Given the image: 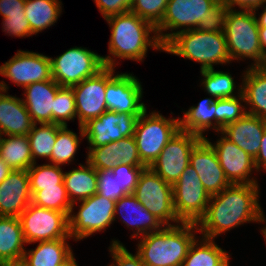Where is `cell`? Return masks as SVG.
Masks as SVG:
<instances>
[{
  "label": "cell",
  "instance_id": "55",
  "mask_svg": "<svg viewBox=\"0 0 266 266\" xmlns=\"http://www.w3.org/2000/svg\"><path fill=\"white\" fill-rule=\"evenodd\" d=\"M58 266H78L74 257V253L65 262H63Z\"/></svg>",
  "mask_w": 266,
  "mask_h": 266
},
{
  "label": "cell",
  "instance_id": "36",
  "mask_svg": "<svg viewBox=\"0 0 266 266\" xmlns=\"http://www.w3.org/2000/svg\"><path fill=\"white\" fill-rule=\"evenodd\" d=\"M62 166L50 163H34L28 170L30 191H39L50 187H65Z\"/></svg>",
  "mask_w": 266,
  "mask_h": 266
},
{
  "label": "cell",
  "instance_id": "41",
  "mask_svg": "<svg viewBox=\"0 0 266 266\" xmlns=\"http://www.w3.org/2000/svg\"><path fill=\"white\" fill-rule=\"evenodd\" d=\"M169 0H133L130 11L155 27L162 21Z\"/></svg>",
  "mask_w": 266,
  "mask_h": 266
},
{
  "label": "cell",
  "instance_id": "3",
  "mask_svg": "<svg viewBox=\"0 0 266 266\" xmlns=\"http://www.w3.org/2000/svg\"><path fill=\"white\" fill-rule=\"evenodd\" d=\"M199 232L196 223L181 222L141 236L136 252L146 266H181Z\"/></svg>",
  "mask_w": 266,
  "mask_h": 266
},
{
  "label": "cell",
  "instance_id": "57",
  "mask_svg": "<svg viewBox=\"0 0 266 266\" xmlns=\"http://www.w3.org/2000/svg\"><path fill=\"white\" fill-rule=\"evenodd\" d=\"M265 226V227H264ZM263 228H261V233L262 235L264 236V239H265V243H266V225H264Z\"/></svg>",
  "mask_w": 266,
  "mask_h": 266
},
{
  "label": "cell",
  "instance_id": "51",
  "mask_svg": "<svg viewBox=\"0 0 266 266\" xmlns=\"http://www.w3.org/2000/svg\"><path fill=\"white\" fill-rule=\"evenodd\" d=\"M254 164L257 172L266 171V130L262 135L261 146L257 157L254 159Z\"/></svg>",
  "mask_w": 266,
  "mask_h": 266
},
{
  "label": "cell",
  "instance_id": "18",
  "mask_svg": "<svg viewBox=\"0 0 266 266\" xmlns=\"http://www.w3.org/2000/svg\"><path fill=\"white\" fill-rule=\"evenodd\" d=\"M106 87L107 66L96 75L88 77L72 87L79 126H83L93 118H98L107 110Z\"/></svg>",
  "mask_w": 266,
  "mask_h": 266
},
{
  "label": "cell",
  "instance_id": "47",
  "mask_svg": "<svg viewBox=\"0 0 266 266\" xmlns=\"http://www.w3.org/2000/svg\"><path fill=\"white\" fill-rule=\"evenodd\" d=\"M2 30L9 34V36L15 37H31V27L26 17V14L9 15L2 20Z\"/></svg>",
  "mask_w": 266,
  "mask_h": 266
},
{
  "label": "cell",
  "instance_id": "32",
  "mask_svg": "<svg viewBox=\"0 0 266 266\" xmlns=\"http://www.w3.org/2000/svg\"><path fill=\"white\" fill-rule=\"evenodd\" d=\"M0 158L12 170H28L34 164L28 136H0Z\"/></svg>",
  "mask_w": 266,
  "mask_h": 266
},
{
  "label": "cell",
  "instance_id": "27",
  "mask_svg": "<svg viewBox=\"0 0 266 266\" xmlns=\"http://www.w3.org/2000/svg\"><path fill=\"white\" fill-rule=\"evenodd\" d=\"M80 163L78 168H72L64 173V185L74 210L77 201L85 200L97 193V170L87 161Z\"/></svg>",
  "mask_w": 266,
  "mask_h": 266
},
{
  "label": "cell",
  "instance_id": "35",
  "mask_svg": "<svg viewBox=\"0 0 266 266\" xmlns=\"http://www.w3.org/2000/svg\"><path fill=\"white\" fill-rule=\"evenodd\" d=\"M38 123L33 125L31 132L27 135L30 142V149L33 162L36 163L37 158H51L54 149L57 130L61 126L57 123Z\"/></svg>",
  "mask_w": 266,
  "mask_h": 266
},
{
  "label": "cell",
  "instance_id": "45",
  "mask_svg": "<svg viewBox=\"0 0 266 266\" xmlns=\"http://www.w3.org/2000/svg\"><path fill=\"white\" fill-rule=\"evenodd\" d=\"M108 249L114 261L111 266H146L137 252L133 255L119 240L113 239Z\"/></svg>",
  "mask_w": 266,
  "mask_h": 266
},
{
  "label": "cell",
  "instance_id": "16",
  "mask_svg": "<svg viewBox=\"0 0 266 266\" xmlns=\"http://www.w3.org/2000/svg\"><path fill=\"white\" fill-rule=\"evenodd\" d=\"M0 75L18 87L53 79L50 56L33 51L18 50L0 66Z\"/></svg>",
  "mask_w": 266,
  "mask_h": 266
},
{
  "label": "cell",
  "instance_id": "34",
  "mask_svg": "<svg viewBox=\"0 0 266 266\" xmlns=\"http://www.w3.org/2000/svg\"><path fill=\"white\" fill-rule=\"evenodd\" d=\"M202 79L200 85L204 88L209 96L214 99L236 97L242 93V85H237L234 82V77L228 72H223L214 69L200 71ZM237 89V95L235 94Z\"/></svg>",
  "mask_w": 266,
  "mask_h": 266
},
{
  "label": "cell",
  "instance_id": "40",
  "mask_svg": "<svg viewBox=\"0 0 266 266\" xmlns=\"http://www.w3.org/2000/svg\"><path fill=\"white\" fill-rule=\"evenodd\" d=\"M87 148L86 161L97 171L112 170L117 165L116 142Z\"/></svg>",
  "mask_w": 266,
  "mask_h": 266
},
{
  "label": "cell",
  "instance_id": "38",
  "mask_svg": "<svg viewBox=\"0 0 266 266\" xmlns=\"http://www.w3.org/2000/svg\"><path fill=\"white\" fill-rule=\"evenodd\" d=\"M243 94L236 97L217 99L215 112V132H221L226 125L242 118L246 113V105ZM243 104V105H242Z\"/></svg>",
  "mask_w": 266,
  "mask_h": 266
},
{
  "label": "cell",
  "instance_id": "8",
  "mask_svg": "<svg viewBox=\"0 0 266 266\" xmlns=\"http://www.w3.org/2000/svg\"><path fill=\"white\" fill-rule=\"evenodd\" d=\"M50 61L53 80L62 87H73L105 67L101 55L77 46Z\"/></svg>",
  "mask_w": 266,
  "mask_h": 266
},
{
  "label": "cell",
  "instance_id": "52",
  "mask_svg": "<svg viewBox=\"0 0 266 266\" xmlns=\"http://www.w3.org/2000/svg\"><path fill=\"white\" fill-rule=\"evenodd\" d=\"M12 169L0 158V183L9 175Z\"/></svg>",
  "mask_w": 266,
  "mask_h": 266
},
{
  "label": "cell",
  "instance_id": "50",
  "mask_svg": "<svg viewBox=\"0 0 266 266\" xmlns=\"http://www.w3.org/2000/svg\"><path fill=\"white\" fill-rule=\"evenodd\" d=\"M229 9L236 10V6L240 10H253L254 12L260 9V6L266 3V0H221Z\"/></svg>",
  "mask_w": 266,
  "mask_h": 266
},
{
  "label": "cell",
  "instance_id": "44",
  "mask_svg": "<svg viewBox=\"0 0 266 266\" xmlns=\"http://www.w3.org/2000/svg\"><path fill=\"white\" fill-rule=\"evenodd\" d=\"M97 182V193L100 196L117 202L121 197L126 195L121 190L117 178L113 177V172L111 170L97 171Z\"/></svg>",
  "mask_w": 266,
  "mask_h": 266
},
{
  "label": "cell",
  "instance_id": "48",
  "mask_svg": "<svg viewBox=\"0 0 266 266\" xmlns=\"http://www.w3.org/2000/svg\"><path fill=\"white\" fill-rule=\"evenodd\" d=\"M102 17L106 19L130 11L133 0H93Z\"/></svg>",
  "mask_w": 266,
  "mask_h": 266
},
{
  "label": "cell",
  "instance_id": "11",
  "mask_svg": "<svg viewBox=\"0 0 266 266\" xmlns=\"http://www.w3.org/2000/svg\"><path fill=\"white\" fill-rule=\"evenodd\" d=\"M26 244L54 239H73L69 235L68 216L32 203L19 216Z\"/></svg>",
  "mask_w": 266,
  "mask_h": 266
},
{
  "label": "cell",
  "instance_id": "5",
  "mask_svg": "<svg viewBox=\"0 0 266 266\" xmlns=\"http://www.w3.org/2000/svg\"><path fill=\"white\" fill-rule=\"evenodd\" d=\"M257 12L253 10H232L226 13L224 34L231 61L252 60V67L260 66L264 60L259 41Z\"/></svg>",
  "mask_w": 266,
  "mask_h": 266
},
{
  "label": "cell",
  "instance_id": "53",
  "mask_svg": "<svg viewBox=\"0 0 266 266\" xmlns=\"http://www.w3.org/2000/svg\"><path fill=\"white\" fill-rule=\"evenodd\" d=\"M260 7L263 8V10L260 15L258 14L259 17L256 15L257 23L259 27H266V3L262 4Z\"/></svg>",
  "mask_w": 266,
  "mask_h": 266
},
{
  "label": "cell",
  "instance_id": "13",
  "mask_svg": "<svg viewBox=\"0 0 266 266\" xmlns=\"http://www.w3.org/2000/svg\"><path fill=\"white\" fill-rule=\"evenodd\" d=\"M201 140L195 134L179 130L149 168L173 186L190 164V153Z\"/></svg>",
  "mask_w": 266,
  "mask_h": 266
},
{
  "label": "cell",
  "instance_id": "28",
  "mask_svg": "<svg viewBox=\"0 0 266 266\" xmlns=\"http://www.w3.org/2000/svg\"><path fill=\"white\" fill-rule=\"evenodd\" d=\"M68 239L39 241L37 247L25 250L22 262L26 266H58L65 262L73 250Z\"/></svg>",
  "mask_w": 266,
  "mask_h": 266
},
{
  "label": "cell",
  "instance_id": "19",
  "mask_svg": "<svg viewBox=\"0 0 266 266\" xmlns=\"http://www.w3.org/2000/svg\"><path fill=\"white\" fill-rule=\"evenodd\" d=\"M190 165L197 171L205 190L210 196L222 192L231 184L219 163L216 151L202 139L190 153Z\"/></svg>",
  "mask_w": 266,
  "mask_h": 266
},
{
  "label": "cell",
  "instance_id": "15",
  "mask_svg": "<svg viewBox=\"0 0 266 266\" xmlns=\"http://www.w3.org/2000/svg\"><path fill=\"white\" fill-rule=\"evenodd\" d=\"M139 116L106 110L98 118L89 120L82 126L89 147H99L133 136Z\"/></svg>",
  "mask_w": 266,
  "mask_h": 266
},
{
  "label": "cell",
  "instance_id": "6",
  "mask_svg": "<svg viewBox=\"0 0 266 266\" xmlns=\"http://www.w3.org/2000/svg\"><path fill=\"white\" fill-rule=\"evenodd\" d=\"M179 130V117L166 118L155 110L147 114V109L138 117L133 137L145 167L152 165Z\"/></svg>",
  "mask_w": 266,
  "mask_h": 266
},
{
  "label": "cell",
  "instance_id": "29",
  "mask_svg": "<svg viewBox=\"0 0 266 266\" xmlns=\"http://www.w3.org/2000/svg\"><path fill=\"white\" fill-rule=\"evenodd\" d=\"M216 109L217 99L207 97L200 101L197 106H191L187 111H182L183 117H179L180 130L204 139V133L209 129H213L215 132Z\"/></svg>",
  "mask_w": 266,
  "mask_h": 266
},
{
  "label": "cell",
  "instance_id": "26",
  "mask_svg": "<svg viewBox=\"0 0 266 266\" xmlns=\"http://www.w3.org/2000/svg\"><path fill=\"white\" fill-rule=\"evenodd\" d=\"M25 244L19 217L0 216V265L22 261Z\"/></svg>",
  "mask_w": 266,
  "mask_h": 266
},
{
  "label": "cell",
  "instance_id": "2",
  "mask_svg": "<svg viewBox=\"0 0 266 266\" xmlns=\"http://www.w3.org/2000/svg\"><path fill=\"white\" fill-rule=\"evenodd\" d=\"M104 20L111 29L108 42L109 55L102 56L105 66L117 67L116 64L119 62L116 58L142 62L147 57L148 48L163 52V45L158 38L156 27L137 14L128 11L109 16Z\"/></svg>",
  "mask_w": 266,
  "mask_h": 266
},
{
  "label": "cell",
  "instance_id": "43",
  "mask_svg": "<svg viewBox=\"0 0 266 266\" xmlns=\"http://www.w3.org/2000/svg\"><path fill=\"white\" fill-rule=\"evenodd\" d=\"M228 10L229 8L219 0L210 11L205 14L204 18L198 23L195 29L205 32L224 31L225 17Z\"/></svg>",
  "mask_w": 266,
  "mask_h": 266
},
{
  "label": "cell",
  "instance_id": "1",
  "mask_svg": "<svg viewBox=\"0 0 266 266\" xmlns=\"http://www.w3.org/2000/svg\"><path fill=\"white\" fill-rule=\"evenodd\" d=\"M260 185L231 184L212 195L205 215L197 226L202 237L216 239L219 235L245 223H266L259 203Z\"/></svg>",
  "mask_w": 266,
  "mask_h": 266
},
{
  "label": "cell",
  "instance_id": "23",
  "mask_svg": "<svg viewBox=\"0 0 266 266\" xmlns=\"http://www.w3.org/2000/svg\"><path fill=\"white\" fill-rule=\"evenodd\" d=\"M265 130L266 121L258 116L246 113L239 120L222 128L220 133L255 159Z\"/></svg>",
  "mask_w": 266,
  "mask_h": 266
},
{
  "label": "cell",
  "instance_id": "10",
  "mask_svg": "<svg viewBox=\"0 0 266 266\" xmlns=\"http://www.w3.org/2000/svg\"><path fill=\"white\" fill-rule=\"evenodd\" d=\"M210 198L197 171L189 164L173 185V206L178 219L197 224L205 215Z\"/></svg>",
  "mask_w": 266,
  "mask_h": 266
},
{
  "label": "cell",
  "instance_id": "31",
  "mask_svg": "<svg viewBox=\"0 0 266 266\" xmlns=\"http://www.w3.org/2000/svg\"><path fill=\"white\" fill-rule=\"evenodd\" d=\"M24 10L32 35H37L57 23L62 13V2L61 0H26Z\"/></svg>",
  "mask_w": 266,
  "mask_h": 266
},
{
  "label": "cell",
  "instance_id": "22",
  "mask_svg": "<svg viewBox=\"0 0 266 266\" xmlns=\"http://www.w3.org/2000/svg\"><path fill=\"white\" fill-rule=\"evenodd\" d=\"M120 215V220L133 231L132 239H137L158 230L165 225L152 213L144 208L133 194L121 197L115 203L114 219Z\"/></svg>",
  "mask_w": 266,
  "mask_h": 266
},
{
  "label": "cell",
  "instance_id": "7",
  "mask_svg": "<svg viewBox=\"0 0 266 266\" xmlns=\"http://www.w3.org/2000/svg\"><path fill=\"white\" fill-rule=\"evenodd\" d=\"M145 209L158 218L165 226L181 223L173 206V186L146 167L140 174L132 193ZM171 221V222H170ZM174 222L173 224H171Z\"/></svg>",
  "mask_w": 266,
  "mask_h": 266
},
{
  "label": "cell",
  "instance_id": "54",
  "mask_svg": "<svg viewBox=\"0 0 266 266\" xmlns=\"http://www.w3.org/2000/svg\"><path fill=\"white\" fill-rule=\"evenodd\" d=\"M259 41L263 53H266V27H259Z\"/></svg>",
  "mask_w": 266,
  "mask_h": 266
},
{
  "label": "cell",
  "instance_id": "12",
  "mask_svg": "<svg viewBox=\"0 0 266 266\" xmlns=\"http://www.w3.org/2000/svg\"><path fill=\"white\" fill-rule=\"evenodd\" d=\"M218 1L219 0H169L164 17L156 26V32L161 44L164 46L177 33L195 29L198 23L202 21L205 14H207Z\"/></svg>",
  "mask_w": 266,
  "mask_h": 266
},
{
  "label": "cell",
  "instance_id": "9",
  "mask_svg": "<svg viewBox=\"0 0 266 266\" xmlns=\"http://www.w3.org/2000/svg\"><path fill=\"white\" fill-rule=\"evenodd\" d=\"M78 212L71 210L69 215V235L80 241L94 233L106 231L115 221V201L100 196L98 193L79 201Z\"/></svg>",
  "mask_w": 266,
  "mask_h": 266
},
{
  "label": "cell",
  "instance_id": "46",
  "mask_svg": "<svg viewBox=\"0 0 266 266\" xmlns=\"http://www.w3.org/2000/svg\"><path fill=\"white\" fill-rule=\"evenodd\" d=\"M117 164H129L132 166H144L138 153L133 136L125 137L116 142Z\"/></svg>",
  "mask_w": 266,
  "mask_h": 266
},
{
  "label": "cell",
  "instance_id": "58",
  "mask_svg": "<svg viewBox=\"0 0 266 266\" xmlns=\"http://www.w3.org/2000/svg\"><path fill=\"white\" fill-rule=\"evenodd\" d=\"M260 67L262 69L266 70V53H265L264 60H263L262 64L260 65Z\"/></svg>",
  "mask_w": 266,
  "mask_h": 266
},
{
  "label": "cell",
  "instance_id": "24",
  "mask_svg": "<svg viewBox=\"0 0 266 266\" xmlns=\"http://www.w3.org/2000/svg\"><path fill=\"white\" fill-rule=\"evenodd\" d=\"M60 87L51 79L31 83L23 88L22 101L34 123H53L54 99Z\"/></svg>",
  "mask_w": 266,
  "mask_h": 266
},
{
  "label": "cell",
  "instance_id": "17",
  "mask_svg": "<svg viewBox=\"0 0 266 266\" xmlns=\"http://www.w3.org/2000/svg\"><path fill=\"white\" fill-rule=\"evenodd\" d=\"M216 143L204 138L216 151L219 163L230 184H257L258 181L252 176L256 170L254 159L239 148L222 133ZM256 179V180H255Z\"/></svg>",
  "mask_w": 266,
  "mask_h": 266
},
{
  "label": "cell",
  "instance_id": "56",
  "mask_svg": "<svg viewBox=\"0 0 266 266\" xmlns=\"http://www.w3.org/2000/svg\"><path fill=\"white\" fill-rule=\"evenodd\" d=\"M0 266H26V265L22 261H19V262H15V263L2 264Z\"/></svg>",
  "mask_w": 266,
  "mask_h": 266
},
{
  "label": "cell",
  "instance_id": "39",
  "mask_svg": "<svg viewBox=\"0 0 266 266\" xmlns=\"http://www.w3.org/2000/svg\"><path fill=\"white\" fill-rule=\"evenodd\" d=\"M77 118L75 95L72 87H60L53 105V123L67 125V121Z\"/></svg>",
  "mask_w": 266,
  "mask_h": 266
},
{
  "label": "cell",
  "instance_id": "42",
  "mask_svg": "<svg viewBox=\"0 0 266 266\" xmlns=\"http://www.w3.org/2000/svg\"><path fill=\"white\" fill-rule=\"evenodd\" d=\"M145 168V166L118 163L111 171L113 172V177L117 178L121 190L128 195L134 192L140 174Z\"/></svg>",
  "mask_w": 266,
  "mask_h": 266
},
{
  "label": "cell",
  "instance_id": "49",
  "mask_svg": "<svg viewBox=\"0 0 266 266\" xmlns=\"http://www.w3.org/2000/svg\"><path fill=\"white\" fill-rule=\"evenodd\" d=\"M26 0H0V15L2 18L9 15L25 14L24 6Z\"/></svg>",
  "mask_w": 266,
  "mask_h": 266
},
{
  "label": "cell",
  "instance_id": "21",
  "mask_svg": "<svg viewBox=\"0 0 266 266\" xmlns=\"http://www.w3.org/2000/svg\"><path fill=\"white\" fill-rule=\"evenodd\" d=\"M30 203L27 170H12L0 183V216L19 217Z\"/></svg>",
  "mask_w": 266,
  "mask_h": 266
},
{
  "label": "cell",
  "instance_id": "30",
  "mask_svg": "<svg viewBox=\"0 0 266 266\" xmlns=\"http://www.w3.org/2000/svg\"><path fill=\"white\" fill-rule=\"evenodd\" d=\"M198 237L191 244L181 266H229L231 255L228 251L217 245L214 239Z\"/></svg>",
  "mask_w": 266,
  "mask_h": 266
},
{
  "label": "cell",
  "instance_id": "14",
  "mask_svg": "<svg viewBox=\"0 0 266 266\" xmlns=\"http://www.w3.org/2000/svg\"><path fill=\"white\" fill-rule=\"evenodd\" d=\"M115 68L107 67V110L117 113L141 115L147 107L142 101L143 88L140 80L130 73L114 74Z\"/></svg>",
  "mask_w": 266,
  "mask_h": 266
},
{
  "label": "cell",
  "instance_id": "33",
  "mask_svg": "<svg viewBox=\"0 0 266 266\" xmlns=\"http://www.w3.org/2000/svg\"><path fill=\"white\" fill-rule=\"evenodd\" d=\"M68 125H61L57 130V137L54 145V149L49 159L50 164L62 166L75 159V154L79 150L81 140L85 139L84 130L82 126H79V135L68 129Z\"/></svg>",
  "mask_w": 266,
  "mask_h": 266
},
{
  "label": "cell",
  "instance_id": "4",
  "mask_svg": "<svg viewBox=\"0 0 266 266\" xmlns=\"http://www.w3.org/2000/svg\"><path fill=\"white\" fill-rule=\"evenodd\" d=\"M163 52L198 62L200 71L215 69L214 65L232 63L224 31H182L163 46Z\"/></svg>",
  "mask_w": 266,
  "mask_h": 266
},
{
  "label": "cell",
  "instance_id": "20",
  "mask_svg": "<svg viewBox=\"0 0 266 266\" xmlns=\"http://www.w3.org/2000/svg\"><path fill=\"white\" fill-rule=\"evenodd\" d=\"M8 89V84L0 81V136L28 135L35 123L22 98L9 95Z\"/></svg>",
  "mask_w": 266,
  "mask_h": 266
},
{
  "label": "cell",
  "instance_id": "37",
  "mask_svg": "<svg viewBox=\"0 0 266 266\" xmlns=\"http://www.w3.org/2000/svg\"><path fill=\"white\" fill-rule=\"evenodd\" d=\"M31 192V203L42 208L65 213L68 217L72 203L68 198L65 187H50Z\"/></svg>",
  "mask_w": 266,
  "mask_h": 266
},
{
  "label": "cell",
  "instance_id": "25",
  "mask_svg": "<svg viewBox=\"0 0 266 266\" xmlns=\"http://www.w3.org/2000/svg\"><path fill=\"white\" fill-rule=\"evenodd\" d=\"M242 75V94L247 113L266 121V70L260 66H249Z\"/></svg>",
  "mask_w": 266,
  "mask_h": 266
}]
</instances>
